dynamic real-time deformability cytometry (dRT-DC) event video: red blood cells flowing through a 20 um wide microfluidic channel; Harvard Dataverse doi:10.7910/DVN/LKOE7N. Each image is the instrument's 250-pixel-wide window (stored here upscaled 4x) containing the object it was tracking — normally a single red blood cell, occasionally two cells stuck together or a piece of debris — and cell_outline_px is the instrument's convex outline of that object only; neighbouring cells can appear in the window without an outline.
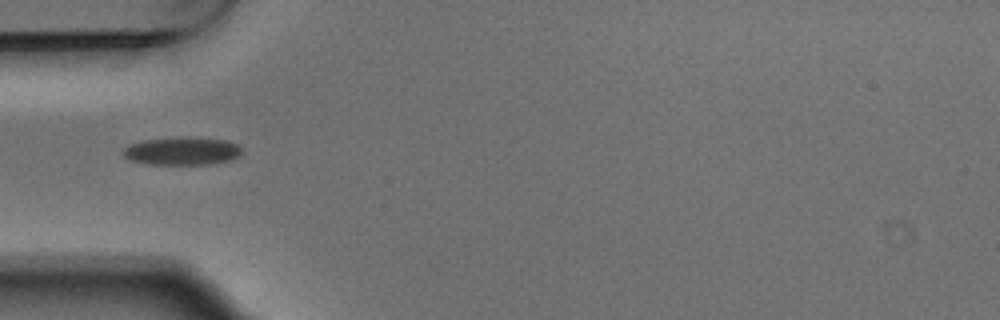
{"species": "Egyptian fruit bat (a non-hibernating species)", "species_latin": "Rousettus aegyptiacus", "temperature_condition": "warm", "stored_images_in_passage": 2, "camera_frame_rate_fps": 3000, "um_per_image_px": 0.085, "animal": {"sex": "male"}, "frame": {"image": 1, "passage_image": 1, "time_ms": 0.0, "image_size_px": [1000, 320], "cell_outline_px": [[240, 152], [232, 160], [212, 164], [148, 164], [132, 160], [124, 156], [124, 148], [132, 144], [144, 140], [176, 136], [188, 136], [228, 140], [236, 144], [240, 148]], "centroid_in_image_um": [15.5, 12.82], "position_along_channel_um": 69.5, "area_um2": 19.36}}
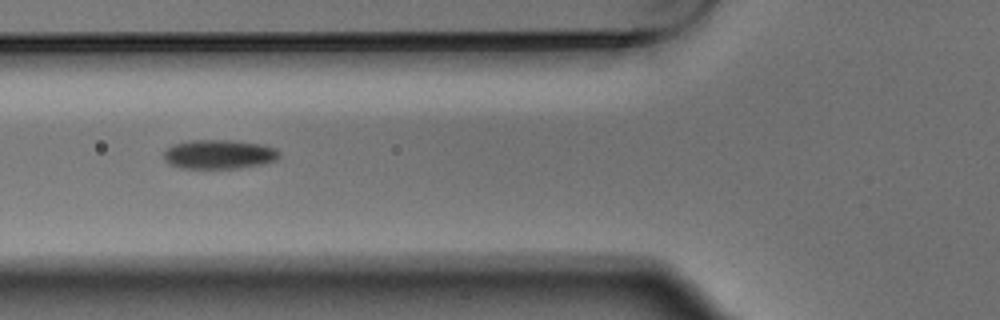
{"frame": {"image": 2, "passage_image": 2, "time_ms": 0.333, "image_size_px": [1000, 320], "cell_outline_px": [[280, 156], [276, 160], [260, 164], [240, 168], [180, 168], [164, 160], [164, 152], [172, 144], [188, 140], [232, 140], [264, 144], [276, 148], [280, 152]], "centroid_in_image_um": [18.64, 13.1], "position_along_channel_um": 107.2, "area_um2": 19.77}}